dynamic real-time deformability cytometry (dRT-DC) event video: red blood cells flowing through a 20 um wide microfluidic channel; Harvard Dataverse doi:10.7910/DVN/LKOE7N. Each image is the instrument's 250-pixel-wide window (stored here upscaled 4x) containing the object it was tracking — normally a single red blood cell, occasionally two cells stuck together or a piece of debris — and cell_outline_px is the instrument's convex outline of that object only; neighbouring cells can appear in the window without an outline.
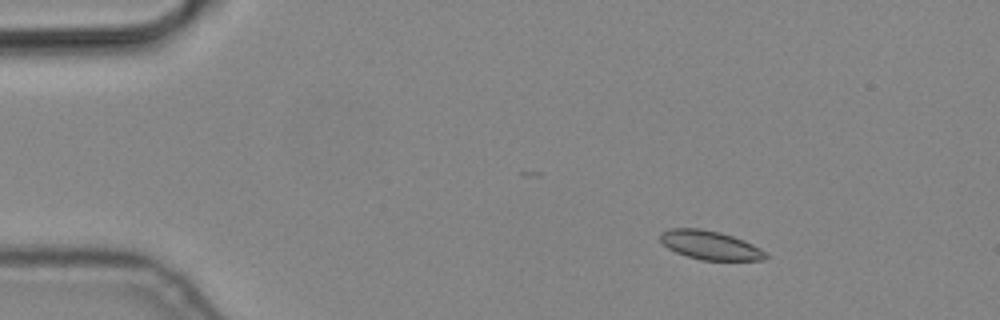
{"species": "common noctule bat (a hibernating species)", "species_latin": "Nyctalus noctula", "temperature_condition": "cold", "stored_images_in_passage": 4, "camera_frame_rate_fps": 3000, "um_per_image_px": 0.085, "animal": {"sex": "male", "body_mass_g": 19.2, "forearm_length_mm": 51.8}, "frame": {"image": 1, "passage_image": 3, "time_ms": 0.667, "image_size_px": [1000, 320], "cell_outline_px": [[768, 256], [764, 260], [700, 260], [676, 252], [668, 248], [660, 240], [660, 232], [668, 228], [700, 228], [720, 232], [744, 240], [768, 252]], "centroid_in_image_um": [60.36, 20.83], "position_along_channel_um": 24.6, "area_um2": 17.8}}